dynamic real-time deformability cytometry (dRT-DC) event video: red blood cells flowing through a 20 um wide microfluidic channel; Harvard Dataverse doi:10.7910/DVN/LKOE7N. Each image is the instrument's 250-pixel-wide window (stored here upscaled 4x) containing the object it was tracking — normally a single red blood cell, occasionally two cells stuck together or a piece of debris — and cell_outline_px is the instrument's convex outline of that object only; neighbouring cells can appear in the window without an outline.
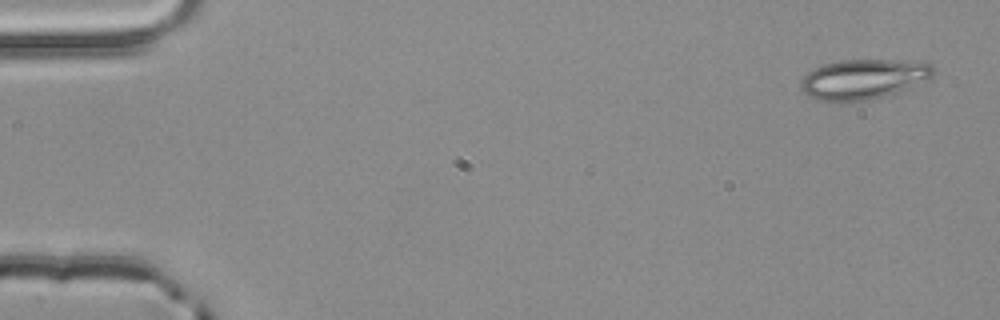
{"species": "common noctule bat (a hibernating species)", "species_latin": "Nyctalus noctula", "temperature_condition": "room temperature", "stored_images_in_passage": 4, "camera_frame_rate_fps": 3000, "um_per_image_px": 0.085, "animal": {"sex": "male", "body_mass_g": 20.4}, "frame": {"image": 1, "passage_image": 1, "time_ms": 0.0, "image_size_px": [1000, 320], "cell_outline_px": [[936, 72], [932, 76], [896, 92], [872, 100], [840, 104], [816, 100], [808, 96], [800, 88], [800, 80], [808, 72], [824, 64], [840, 60], [924, 60], [932, 64], [936, 68]], "centroid_in_image_um": [73.37, 6.74], "position_along_channel_um": 11.6, "area_um2": 31.56}}